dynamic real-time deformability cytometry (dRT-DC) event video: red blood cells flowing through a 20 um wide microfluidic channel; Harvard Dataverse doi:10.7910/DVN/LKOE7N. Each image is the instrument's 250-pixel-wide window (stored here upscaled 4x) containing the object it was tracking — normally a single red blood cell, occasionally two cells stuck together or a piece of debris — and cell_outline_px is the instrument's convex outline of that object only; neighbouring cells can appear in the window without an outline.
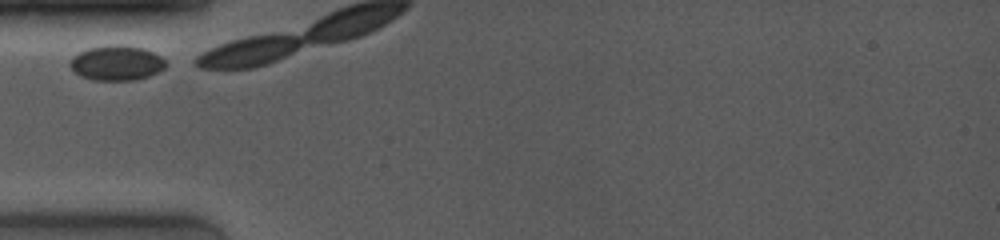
{"species": "common noctule bat (a hibernating species)", "species_latin": "Nyctalus noctula", "temperature_condition": "room temperature", "stored_images_in_passage": 16, "camera_frame_rate_fps": 4000, "um_per_image_px": 0.085, "animal": {"sex": "female", "body_mass_g": 19.0, "forearm_length_mm": 53.3}, "frame": {"image": 1, "passage_image": 1, "time_ms": 0.0, "image_size_px": [1000, 240], "cell_outline_px": [[168, 64], [164, 68], [148, 76], [132, 80], [92, 80], [80, 76], [68, 64], [72, 56], [88, 48], [108, 44], [124, 44], [144, 48], [160, 56]], "centroid_in_image_um": [9.89, 5.33], "position_along_channel_um": 75.1, "area_um2": 19.59}}